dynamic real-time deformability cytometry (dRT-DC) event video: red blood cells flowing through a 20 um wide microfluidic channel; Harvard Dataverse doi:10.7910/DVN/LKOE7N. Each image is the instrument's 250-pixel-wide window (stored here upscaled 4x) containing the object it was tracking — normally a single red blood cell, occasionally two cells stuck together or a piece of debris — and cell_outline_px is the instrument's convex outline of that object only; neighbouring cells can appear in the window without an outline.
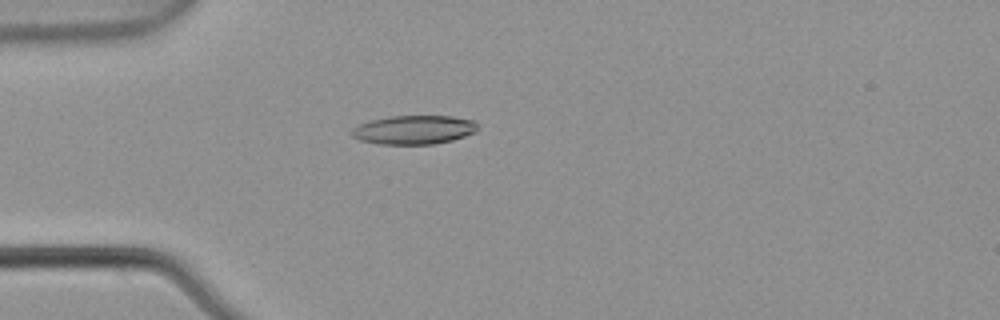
{"species": "common noctule bat (a hibernating species)", "species_latin": "Nyctalus noctula", "temperature_condition": "warm", "stored_images_in_passage": 5, "camera_frame_rate_fps": 3000, "um_per_image_px": 0.085, "animal": {"sex": "male", "body_mass_g": 21.5, "forearm_length_mm": 52.0}, "frame": {"image": 1, "passage_image": 4, "time_ms": 1.0, "image_size_px": [1000, 320], "cell_outline_px": [[476, 132], [452, 140], [432, 144], [380, 144], [360, 140], [352, 136], [352, 128], [360, 124], [372, 120], [388, 116], [452, 116], [476, 120]], "centroid_in_image_um": [35.2, 11.02], "position_along_channel_um": 49.8, "area_um2": 21.1}}